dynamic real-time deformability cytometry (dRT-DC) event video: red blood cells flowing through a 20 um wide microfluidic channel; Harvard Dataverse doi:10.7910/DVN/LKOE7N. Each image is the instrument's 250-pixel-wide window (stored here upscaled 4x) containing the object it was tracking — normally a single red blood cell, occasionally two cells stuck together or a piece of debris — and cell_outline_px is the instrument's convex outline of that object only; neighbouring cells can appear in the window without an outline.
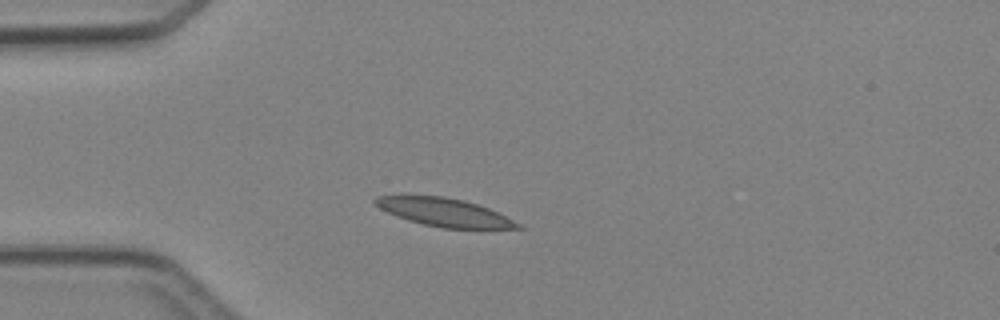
{"species": "Egyptian fruit bat (a non-hibernating species)", "species_latin": "Rousettus aegyptiacus", "temperature_condition": "cold", "stored_images_in_passage": 2, "camera_frame_rate_fps": 3000, "um_per_image_px": 0.085, "animal": {"sex": "female"}, "frame": {"image": 1, "passage_image": 1, "time_ms": 0.0, "image_size_px": [1000, 320], "cell_outline_px": [[524, 228], [444, 228], [424, 224], [408, 220], [388, 212], [380, 208], [372, 200], [376, 196], [444, 196], [464, 200], [488, 208], [520, 224]], "centroid_in_image_um": [37.75, 18.04], "position_along_channel_um": 47.3, "area_um2": 22.77}}